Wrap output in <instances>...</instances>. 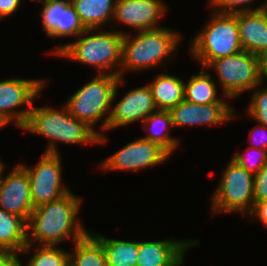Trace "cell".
<instances>
[{
    "label": "cell",
    "instance_id": "6da1fadb",
    "mask_svg": "<svg viewBox=\"0 0 267 266\" xmlns=\"http://www.w3.org/2000/svg\"><path fill=\"white\" fill-rule=\"evenodd\" d=\"M82 200L71 191L60 199L33 209L27 222V245L20 254L28 253L32 244L58 246L65 239L74 242L85 237L89 231L79 221Z\"/></svg>",
    "mask_w": 267,
    "mask_h": 266
},
{
    "label": "cell",
    "instance_id": "7a4b0ae2",
    "mask_svg": "<svg viewBox=\"0 0 267 266\" xmlns=\"http://www.w3.org/2000/svg\"><path fill=\"white\" fill-rule=\"evenodd\" d=\"M96 31L98 32L96 33ZM125 34L122 30L103 32L101 29H85L78 36L79 39L76 38L73 42L61 45L51 53L66 59L69 58L70 61L75 60L84 65H91L97 69L99 74L119 76Z\"/></svg>",
    "mask_w": 267,
    "mask_h": 266
},
{
    "label": "cell",
    "instance_id": "3957f363",
    "mask_svg": "<svg viewBox=\"0 0 267 266\" xmlns=\"http://www.w3.org/2000/svg\"><path fill=\"white\" fill-rule=\"evenodd\" d=\"M62 110L49 106L35 107L33 105L23 131L48 138L44 153L59 154L57 143L66 144H99L100 132L87 123L73 117L66 105Z\"/></svg>",
    "mask_w": 267,
    "mask_h": 266
},
{
    "label": "cell",
    "instance_id": "277c9868",
    "mask_svg": "<svg viewBox=\"0 0 267 266\" xmlns=\"http://www.w3.org/2000/svg\"><path fill=\"white\" fill-rule=\"evenodd\" d=\"M123 83V77L97 73L93 79L79 88L64 103L73 117L87 123L94 130L100 119L104 120L100 127L102 132L99 135V144H104L108 140L103 130H107L111 112L109 109H111L110 107L113 106L112 104L117 98L116 94H118L119 85H123Z\"/></svg>",
    "mask_w": 267,
    "mask_h": 266
},
{
    "label": "cell",
    "instance_id": "5b68a950",
    "mask_svg": "<svg viewBox=\"0 0 267 266\" xmlns=\"http://www.w3.org/2000/svg\"><path fill=\"white\" fill-rule=\"evenodd\" d=\"M174 31L161 27L137 32L135 36L126 33L122 43L119 77L122 78L126 70L136 72L158 67L170 56L176 55L174 52H178L181 35Z\"/></svg>",
    "mask_w": 267,
    "mask_h": 266
},
{
    "label": "cell",
    "instance_id": "8992f818",
    "mask_svg": "<svg viewBox=\"0 0 267 266\" xmlns=\"http://www.w3.org/2000/svg\"><path fill=\"white\" fill-rule=\"evenodd\" d=\"M212 16V17H211ZM210 20L193 39L189 50L204 69L211 61L242 51L237 13L213 11Z\"/></svg>",
    "mask_w": 267,
    "mask_h": 266
},
{
    "label": "cell",
    "instance_id": "52a82bcc",
    "mask_svg": "<svg viewBox=\"0 0 267 266\" xmlns=\"http://www.w3.org/2000/svg\"><path fill=\"white\" fill-rule=\"evenodd\" d=\"M230 160L212 195L211 210L214 214L238 212L248 215L255 204L254 174L245 170L234 160Z\"/></svg>",
    "mask_w": 267,
    "mask_h": 266
},
{
    "label": "cell",
    "instance_id": "ba28073f",
    "mask_svg": "<svg viewBox=\"0 0 267 266\" xmlns=\"http://www.w3.org/2000/svg\"><path fill=\"white\" fill-rule=\"evenodd\" d=\"M214 69L223 95L227 99L252 91L259 82L258 56L242 50L236 54L211 61L203 70Z\"/></svg>",
    "mask_w": 267,
    "mask_h": 266
},
{
    "label": "cell",
    "instance_id": "9c48e42d",
    "mask_svg": "<svg viewBox=\"0 0 267 266\" xmlns=\"http://www.w3.org/2000/svg\"><path fill=\"white\" fill-rule=\"evenodd\" d=\"M42 155L34 167L20 164L28 173L33 208L60 199L71 191L62 183L60 154Z\"/></svg>",
    "mask_w": 267,
    "mask_h": 266
},
{
    "label": "cell",
    "instance_id": "30bf717a",
    "mask_svg": "<svg viewBox=\"0 0 267 266\" xmlns=\"http://www.w3.org/2000/svg\"><path fill=\"white\" fill-rule=\"evenodd\" d=\"M46 80L7 79L0 81V113L19 129L27 122L33 101L44 89ZM29 107L22 110L21 107ZM21 109L16 111L15 109Z\"/></svg>",
    "mask_w": 267,
    "mask_h": 266
},
{
    "label": "cell",
    "instance_id": "8fae6325",
    "mask_svg": "<svg viewBox=\"0 0 267 266\" xmlns=\"http://www.w3.org/2000/svg\"><path fill=\"white\" fill-rule=\"evenodd\" d=\"M169 157L170 155L158 144L139 137L103 160L100 166L106 172L107 170L137 172L162 164Z\"/></svg>",
    "mask_w": 267,
    "mask_h": 266
},
{
    "label": "cell",
    "instance_id": "7c38bea8",
    "mask_svg": "<svg viewBox=\"0 0 267 266\" xmlns=\"http://www.w3.org/2000/svg\"><path fill=\"white\" fill-rule=\"evenodd\" d=\"M229 102H214L198 105L183 99L170 110L173 126L222 125L234 119L236 113Z\"/></svg>",
    "mask_w": 267,
    "mask_h": 266
},
{
    "label": "cell",
    "instance_id": "4fadbf2b",
    "mask_svg": "<svg viewBox=\"0 0 267 266\" xmlns=\"http://www.w3.org/2000/svg\"><path fill=\"white\" fill-rule=\"evenodd\" d=\"M110 110L107 131L133 124L136 121L142 123L158 109L149 84H145V86L128 91Z\"/></svg>",
    "mask_w": 267,
    "mask_h": 266
},
{
    "label": "cell",
    "instance_id": "5bb4252c",
    "mask_svg": "<svg viewBox=\"0 0 267 266\" xmlns=\"http://www.w3.org/2000/svg\"><path fill=\"white\" fill-rule=\"evenodd\" d=\"M0 208L28 222L33 211L28 173L20 165L0 178Z\"/></svg>",
    "mask_w": 267,
    "mask_h": 266
},
{
    "label": "cell",
    "instance_id": "9a60e30c",
    "mask_svg": "<svg viewBox=\"0 0 267 266\" xmlns=\"http://www.w3.org/2000/svg\"><path fill=\"white\" fill-rule=\"evenodd\" d=\"M166 8L161 0H116L113 20L137 32L158 29Z\"/></svg>",
    "mask_w": 267,
    "mask_h": 266
},
{
    "label": "cell",
    "instance_id": "2e32d148",
    "mask_svg": "<svg viewBox=\"0 0 267 266\" xmlns=\"http://www.w3.org/2000/svg\"><path fill=\"white\" fill-rule=\"evenodd\" d=\"M40 1L43 3L40 12L41 24L48 38L67 36L77 38L85 30L74 7L66 0Z\"/></svg>",
    "mask_w": 267,
    "mask_h": 266
},
{
    "label": "cell",
    "instance_id": "e0dca14e",
    "mask_svg": "<svg viewBox=\"0 0 267 266\" xmlns=\"http://www.w3.org/2000/svg\"><path fill=\"white\" fill-rule=\"evenodd\" d=\"M197 240L167 239L151 242H138V266H181L185 253ZM188 249V250H187Z\"/></svg>",
    "mask_w": 267,
    "mask_h": 266
},
{
    "label": "cell",
    "instance_id": "ac0fdd59",
    "mask_svg": "<svg viewBox=\"0 0 267 266\" xmlns=\"http://www.w3.org/2000/svg\"><path fill=\"white\" fill-rule=\"evenodd\" d=\"M241 47L254 55L267 51V11L237 12Z\"/></svg>",
    "mask_w": 267,
    "mask_h": 266
},
{
    "label": "cell",
    "instance_id": "d6986e66",
    "mask_svg": "<svg viewBox=\"0 0 267 266\" xmlns=\"http://www.w3.org/2000/svg\"><path fill=\"white\" fill-rule=\"evenodd\" d=\"M27 245V222L0 208V252L20 253Z\"/></svg>",
    "mask_w": 267,
    "mask_h": 266
},
{
    "label": "cell",
    "instance_id": "ffe728a7",
    "mask_svg": "<svg viewBox=\"0 0 267 266\" xmlns=\"http://www.w3.org/2000/svg\"><path fill=\"white\" fill-rule=\"evenodd\" d=\"M149 84L154 103L158 110L170 111L184 99V84L182 78L160 73Z\"/></svg>",
    "mask_w": 267,
    "mask_h": 266
},
{
    "label": "cell",
    "instance_id": "44dd1931",
    "mask_svg": "<svg viewBox=\"0 0 267 266\" xmlns=\"http://www.w3.org/2000/svg\"><path fill=\"white\" fill-rule=\"evenodd\" d=\"M141 125L149 133L146 137L143 136L142 138L158 144L170 156L179 147L178 138L176 139V137L174 138L169 134L171 128L174 127L170 111L157 110L151 113Z\"/></svg>",
    "mask_w": 267,
    "mask_h": 266
},
{
    "label": "cell",
    "instance_id": "7402d4cb",
    "mask_svg": "<svg viewBox=\"0 0 267 266\" xmlns=\"http://www.w3.org/2000/svg\"><path fill=\"white\" fill-rule=\"evenodd\" d=\"M71 4L85 29H101L112 21L116 0H75Z\"/></svg>",
    "mask_w": 267,
    "mask_h": 266
},
{
    "label": "cell",
    "instance_id": "603a6c76",
    "mask_svg": "<svg viewBox=\"0 0 267 266\" xmlns=\"http://www.w3.org/2000/svg\"><path fill=\"white\" fill-rule=\"evenodd\" d=\"M217 81L212 79V75L203 70L199 74L192 75L188 83L184 84V99L198 105L214 102H229L224 95V99L217 96Z\"/></svg>",
    "mask_w": 267,
    "mask_h": 266
},
{
    "label": "cell",
    "instance_id": "cb8c5ba5",
    "mask_svg": "<svg viewBox=\"0 0 267 266\" xmlns=\"http://www.w3.org/2000/svg\"><path fill=\"white\" fill-rule=\"evenodd\" d=\"M102 245L107 266H135L138 260V242L109 239L93 235Z\"/></svg>",
    "mask_w": 267,
    "mask_h": 266
},
{
    "label": "cell",
    "instance_id": "d4e9b609",
    "mask_svg": "<svg viewBox=\"0 0 267 266\" xmlns=\"http://www.w3.org/2000/svg\"><path fill=\"white\" fill-rule=\"evenodd\" d=\"M73 244L69 266H107L104 249L91 233Z\"/></svg>",
    "mask_w": 267,
    "mask_h": 266
},
{
    "label": "cell",
    "instance_id": "484cf974",
    "mask_svg": "<svg viewBox=\"0 0 267 266\" xmlns=\"http://www.w3.org/2000/svg\"><path fill=\"white\" fill-rule=\"evenodd\" d=\"M25 266H69V252L58 246L38 245Z\"/></svg>",
    "mask_w": 267,
    "mask_h": 266
},
{
    "label": "cell",
    "instance_id": "4316f807",
    "mask_svg": "<svg viewBox=\"0 0 267 266\" xmlns=\"http://www.w3.org/2000/svg\"><path fill=\"white\" fill-rule=\"evenodd\" d=\"M250 149L254 152H250ZM231 159L245 170L255 175L267 163V150L248 147L245 155L236 151Z\"/></svg>",
    "mask_w": 267,
    "mask_h": 266
},
{
    "label": "cell",
    "instance_id": "83f0119b",
    "mask_svg": "<svg viewBox=\"0 0 267 266\" xmlns=\"http://www.w3.org/2000/svg\"><path fill=\"white\" fill-rule=\"evenodd\" d=\"M260 84L253 89V95L250 99L249 105H247V111L249 117L257 121V123L267 126V87L264 89H258ZM255 89H257L255 91Z\"/></svg>",
    "mask_w": 267,
    "mask_h": 266
},
{
    "label": "cell",
    "instance_id": "f1b7e54d",
    "mask_svg": "<svg viewBox=\"0 0 267 266\" xmlns=\"http://www.w3.org/2000/svg\"><path fill=\"white\" fill-rule=\"evenodd\" d=\"M257 1V0H256ZM209 6L217 10V12L222 13H237L246 11H257L265 9L266 1L256 8L251 6L255 0H209Z\"/></svg>",
    "mask_w": 267,
    "mask_h": 266
},
{
    "label": "cell",
    "instance_id": "f546056e",
    "mask_svg": "<svg viewBox=\"0 0 267 266\" xmlns=\"http://www.w3.org/2000/svg\"><path fill=\"white\" fill-rule=\"evenodd\" d=\"M255 202L267 200V163L254 175Z\"/></svg>",
    "mask_w": 267,
    "mask_h": 266
},
{
    "label": "cell",
    "instance_id": "4dcf8cb0",
    "mask_svg": "<svg viewBox=\"0 0 267 266\" xmlns=\"http://www.w3.org/2000/svg\"><path fill=\"white\" fill-rule=\"evenodd\" d=\"M258 134L256 135L255 134ZM258 139H257V138ZM249 140L255 138V142L252 140L250 144V148L264 149L267 150V126L258 123L255 127L251 129L249 132Z\"/></svg>",
    "mask_w": 267,
    "mask_h": 266
},
{
    "label": "cell",
    "instance_id": "1f68e13d",
    "mask_svg": "<svg viewBox=\"0 0 267 266\" xmlns=\"http://www.w3.org/2000/svg\"><path fill=\"white\" fill-rule=\"evenodd\" d=\"M255 218L256 221H261L264 227L267 228V200L255 202L252 211L247 215Z\"/></svg>",
    "mask_w": 267,
    "mask_h": 266
},
{
    "label": "cell",
    "instance_id": "d6a6232c",
    "mask_svg": "<svg viewBox=\"0 0 267 266\" xmlns=\"http://www.w3.org/2000/svg\"><path fill=\"white\" fill-rule=\"evenodd\" d=\"M22 0H0V21L18 10Z\"/></svg>",
    "mask_w": 267,
    "mask_h": 266
},
{
    "label": "cell",
    "instance_id": "836d02e7",
    "mask_svg": "<svg viewBox=\"0 0 267 266\" xmlns=\"http://www.w3.org/2000/svg\"><path fill=\"white\" fill-rule=\"evenodd\" d=\"M15 252H0V266H23Z\"/></svg>",
    "mask_w": 267,
    "mask_h": 266
},
{
    "label": "cell",
    "instance_id": "e575fe53",
    "mask_svg": "<svg viewBox=\"0 0 267 266\" xmlns=\"http://www.w3.org/2000/svg\"><path fill=\"white\" fill-rule=\"evenodd\" d=\"M258 70H259V82L260 85L267 80V51L258 55Z\"/></svg>",
    "mask_w": 267,
    "mask_h": 266
},
{
    "label": "cell",
    "instance_id": "d590c367",
    "mask_svg": "<svg viewBox=\"0 0 267 266\" xmlns=\"http://www.w3.org/2000/svg\"><path fill=\"white\" fill-rule=\"evenodd\" d=\"M9 123L10 121L0 113V129L7 126Z\"/></svg>",
    "mask_w": 267,
    "mask_h": 266
},
{
    "label": "cell",
    "instance_id": "8d00e7d4",
    "mask_svg": "<svg viewBox=\"0 0 267 266\" xmlns=\"http://www.w3.org/2000/svg\"><path fill=\"white\" fill-rule=\"evenodd\" d=\"M4 171H5L4 170V164H3V162L0 161V178H1V175L3 174Z\"/></svg>",
    "mask_w": 267,
    "mask_h": 266
},
{
    "label": "cell",
    "instance_id": "74e56055",
    "mask_svg": "<svg viewBox=\"0 0 267 266\" xmlns=\"http://www.w3.org/2000/svg\"><path fill=\"white\" fill-rule=\"evenodd\" d=\"M68 3H72V2H74L75 0H66Z\"/></svg>",
    "mask_w": 267,
    "mask_h": 266
},
{
    "label": "cell",
    "instance_id": "f35d334b",
    "mask_svg": "<svg viewBox=\"0 0 267 266\" xmlns=\"http://www.w3.org/2000/svg\"><path fill=\"white\" fill-rule=\"evenodd\" d=\"M266 1V6H265V10L267 11V0H265Z\"/></svg>",
    "mask_w": 267,
    "mask_h": 266
}]
</instances>
